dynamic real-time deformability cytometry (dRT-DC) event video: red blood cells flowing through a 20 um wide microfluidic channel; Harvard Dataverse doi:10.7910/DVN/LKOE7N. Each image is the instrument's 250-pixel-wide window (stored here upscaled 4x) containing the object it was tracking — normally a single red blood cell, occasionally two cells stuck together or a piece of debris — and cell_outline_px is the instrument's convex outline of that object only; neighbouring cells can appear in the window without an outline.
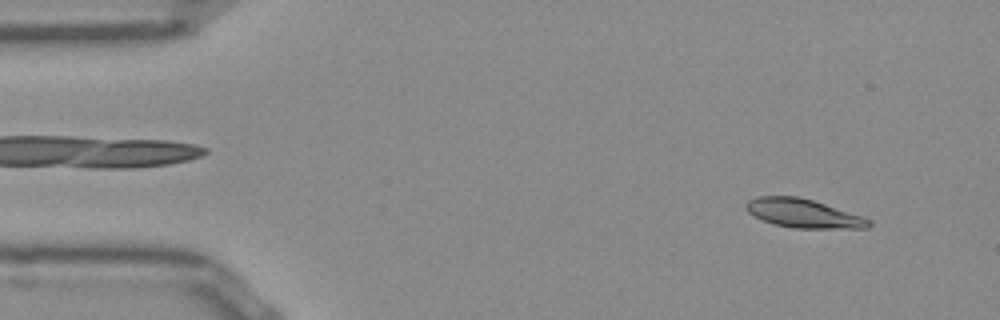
{"species": "Egyptian fruit bat (a non-hibernating species)", "species_latin": "Rousettus aegyptiacus", "temperature_condition": "room temperature", "stored_images_in_passage": 15, "camera_frame_rate_fps": 3000, "um_per_image_px": 0.085, "frame": {"image": 1, "passage_image": 4, "time_ms": 1.0, "image_size_px": [1000, 320], "cell_outline_px": [[872, 224], [868, 228], [792, 228], [776, 224], [752, 216], [744, 208], [744, 204], [748, 200], [756, 196], [796, 196], [812, 200], [872, 220]], "centroid_in_image_um": [68.22, 18.13], "position_along_channel_um": 16.8, "area_um2": 20.4}}
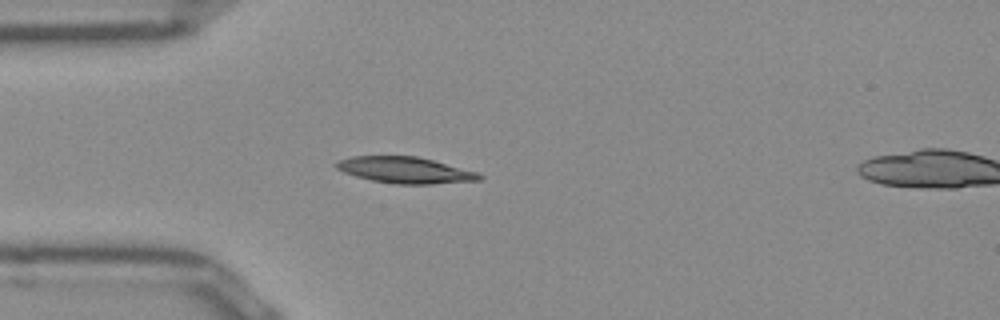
{"frame": {"image": 2, "passage_image": 13, "time_ms": 4.0, "image_size_px": [1000, 320], "cell_outline_px": [[484, 176], [480, 180], [432, 184], [396, 184], [372, 180], [356, 176], [344, 172], [336, 168], [332, 164], [336, 160], [352, 156], [416, 156], [432, 160], [476, 172]], "centroid_in_image_um": [34.38, 14.45], "position_along_channel_um": 50.6, "area_um2": 21.79}}